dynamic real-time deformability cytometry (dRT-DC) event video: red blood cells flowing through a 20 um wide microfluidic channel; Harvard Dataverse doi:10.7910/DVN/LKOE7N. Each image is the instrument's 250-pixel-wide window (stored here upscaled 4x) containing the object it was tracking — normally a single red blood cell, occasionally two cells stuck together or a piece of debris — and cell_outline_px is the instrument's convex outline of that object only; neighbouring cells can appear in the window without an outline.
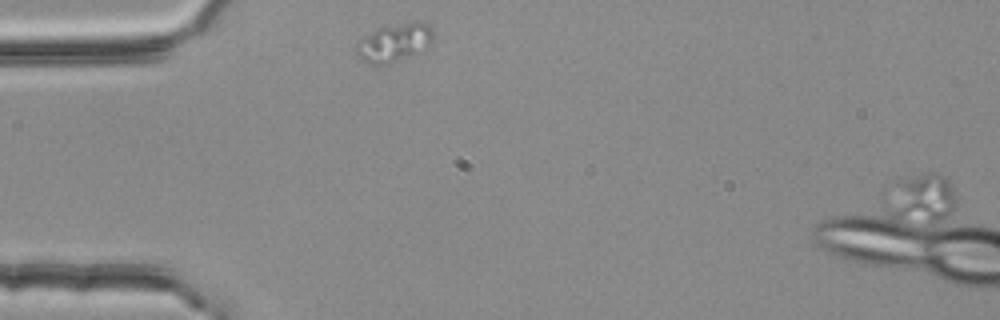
{"species": "common noctule bat (a hibernating species)", "species_latin": "Nyctalus noctula", "temperature_condition": "room temperature", "stored_images_in_passage": 34, "camera_frame_rate_fps": 3000, "um_per_image_px": 0.085, "animal": {"sex": "female", "body_mass_g": 25.1}, "frame": {"image": 1, "passage_image": 1, "time_ms": 0.0, "image_size_px": [1000, 320], "cell_outline_px": [[432, 40], [428, 48], [412, 56], [388, 64], [368, 64], [360, 60], [356, 52], [356, 44], [360, 36], [380, 28], [408, 24], [428, 24], [432, 28]], "centroid_in_image_um": [33.46, 3.69], "position_along_channel_um": 51.5, "area_um2": 16.88}}